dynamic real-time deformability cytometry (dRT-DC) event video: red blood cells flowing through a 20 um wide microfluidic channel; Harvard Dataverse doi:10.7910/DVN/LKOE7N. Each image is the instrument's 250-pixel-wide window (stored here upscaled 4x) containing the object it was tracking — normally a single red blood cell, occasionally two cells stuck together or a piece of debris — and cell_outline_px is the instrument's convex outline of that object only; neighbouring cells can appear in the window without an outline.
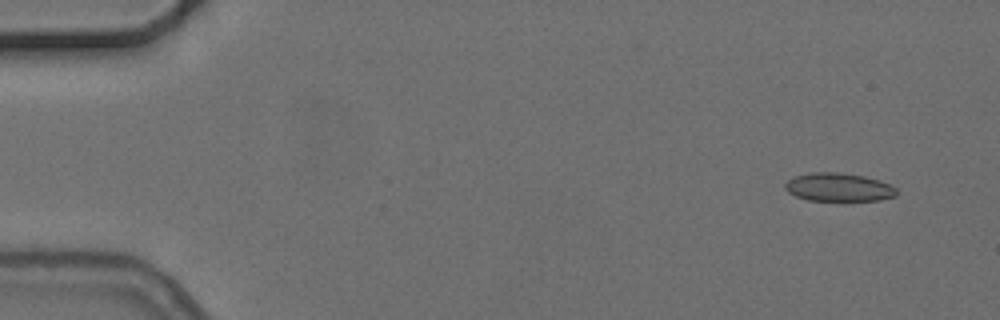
{"species": "common noctule bat (a hibernating species)", "species_latin": "Nyctalus noctula", "temperature_condition": "cold", "stored_images_in_passage": 6, "camera_frame_rate_fps": 3000, "um_per_image_px": 0.085, "animal": {"sex": "female", "body_mass_g": 24.6, "forearm_length_mm": 56.2}, "frame": {"image": 1, "passage_image": 1, "time_ms": 0.0, "image_size_px": [1000, 320], "cell_outline_px": [[896, 196], [880, 200], [808, 200], [796, 196], [788, 192], [784, 188], [784, 184], [788, 180], [796, 176], [812, 172], [840, 172], [864, 176], [880, 180], [896, 188]], "centroid_in_image_um": [71.27, 15.91], "position_along_channel_um": 13.7, "area_um2": 18.32}}
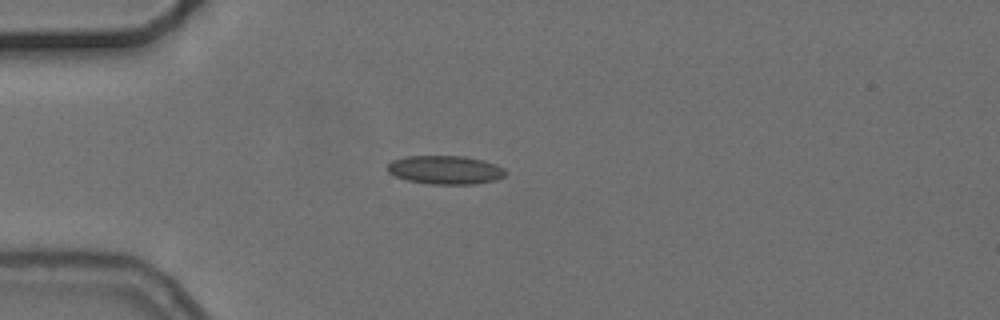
{"frame": {"image": 2, "passage_image": 4, "time_ms": 3.667, "image_size_px": [1000, 320], "cell_outline_px": [[508, 172], [504, 176], [496, 180], [476, 184], [432, 184], [408, 180], [396, 176], [388, 172], [388, 164], [392, 160], [408, 156], [464, 156], [484, 160], [496, 164], [504, 168]], "centroid_in_image_um": [37.9, 14.44], "position_along_channel_um": 47.1, "area_um2": 19.71}}
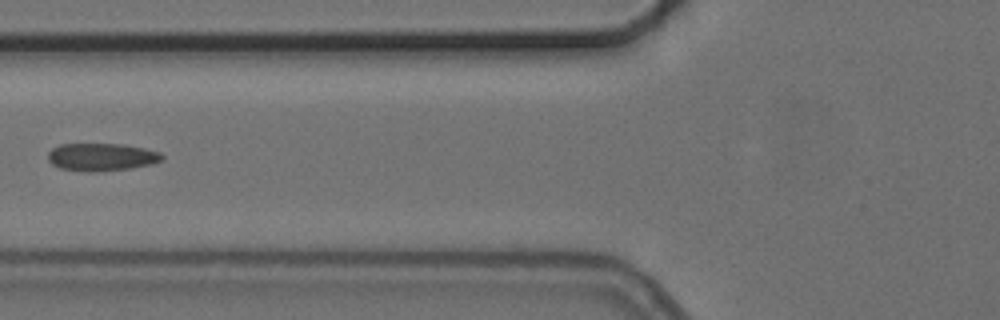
{"frame": {"image": 3, "passage_image": 6, "time_ms": 6.0, "image_size_px": [1000, 320], "cell_outline_px": [[164, 160], [152, 164], [132, 168], [96, 172], [88, 172], [60, 168], [52, 164], [48, 160], [48, 152], [52, 148], [60, 144], [124, 144], [144, 148], [160, 152], [164, 156]], "centroid_in_image_um": [8.65, 13.35], "position_along_channel_um": 117.1, "area_um2": 18.61}}